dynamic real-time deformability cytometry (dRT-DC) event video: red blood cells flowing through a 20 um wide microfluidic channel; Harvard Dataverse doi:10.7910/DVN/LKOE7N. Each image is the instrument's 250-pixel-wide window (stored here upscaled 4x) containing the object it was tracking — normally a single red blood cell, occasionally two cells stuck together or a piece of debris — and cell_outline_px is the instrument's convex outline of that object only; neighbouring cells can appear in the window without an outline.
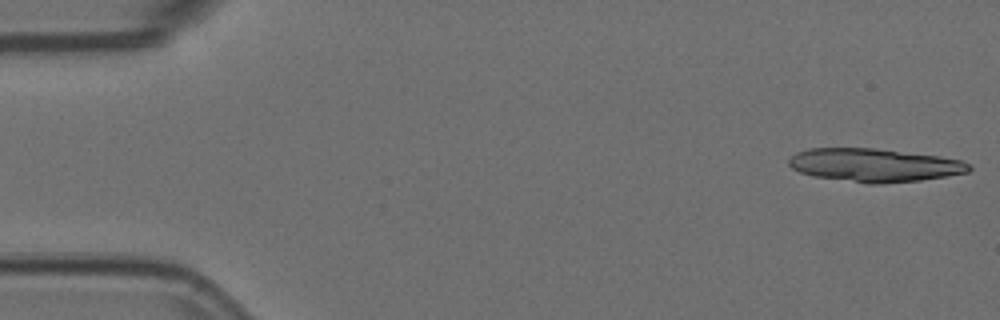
{"species": "Egyptian fruit bat (a non-hibernating species)", "species_latin": "Rousettus aegyptiacus", "temperature_condition": "room temperature", "stored_images_in_passage": 5, "camera_frame_rate_fps": 3000, "um_per_image_px": 0.085, "animal": {"sex": "female"}, "frame": {"image": 1, "passage_image": 1, "time_ms": 0.0, "image_size_px": [1000, 320], "cell_outline_px": [[972, 168], [968, 172], [920, 180], [880, 184], [868, 184], [812, 176], [800, 172], [792, 168], [788, 164], [788, 160], [796, 152], [808, 148], [876, 148], [940, 156], [960, 160], [968, 164]], "centroid_in_image_um": [74.28, 14.03], "position_along_channel_um": 10.7, "area_um2": 35.03}}